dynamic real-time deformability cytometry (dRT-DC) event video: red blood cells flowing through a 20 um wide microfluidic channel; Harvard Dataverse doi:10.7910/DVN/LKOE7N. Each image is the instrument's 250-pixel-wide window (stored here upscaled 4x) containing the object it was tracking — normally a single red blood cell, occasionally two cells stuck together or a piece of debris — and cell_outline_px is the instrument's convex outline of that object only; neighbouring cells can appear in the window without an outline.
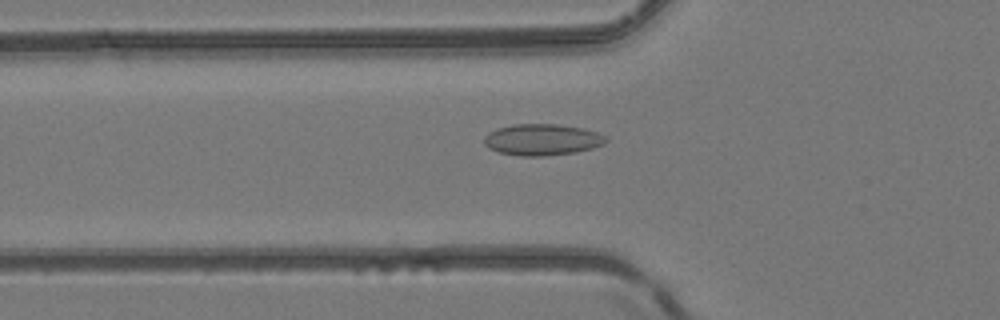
{"species": "common noctule bat (a hibernating species)", "species_latin": "Nyctalus noctula", "temperature_condition": "room temperature", "stored_images_in_passage": 31, "camera_frame_rate_fps": 3000, "um_per_image_px": 0.085, "animal": {"sex": "female", "body_mass_g": 24.6, "forearm_length_mm": 56.2}, "frame": {"image": 1, "passage_image": 18, "time_ms": 5.667, "image_size_px": [1000, 320], "cell_outline_px": [[608, 140], [604, 144], [592, 148], [576, 152], [544, 156], [520, 156], [500, 152], [488, 148], [484, 144], [484, 136], [488, 132], [496, 128], [512, 124], [556, 124], [584, 128], [596, 132], [604, 136]], "centroid_in_image_um": [46.05, 11.86], "position_along_channel_um": 79.7, "area_um2": 22.37}}
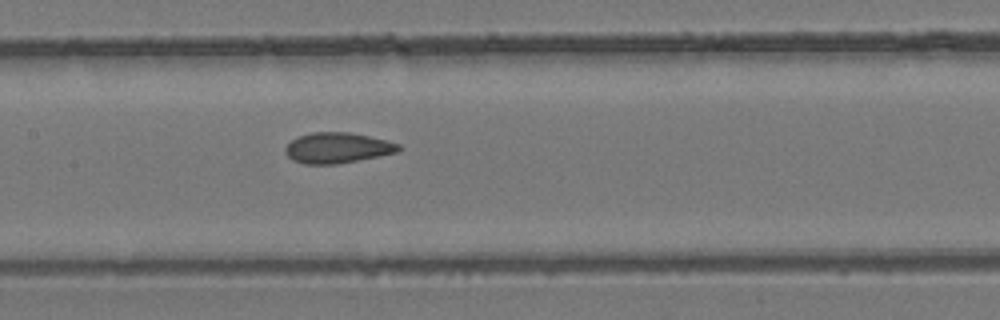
{"frame": {"image": 2, "passage_image": 25, "time_ms": 8.0, "image_size_px": [1000, 320], "cell_outline_px": [[400, 148], [396, 152], [336, 164], [304, 164], [292, 160], [284, 152], [284, 148], [296, 136], [312, 132], [352, 132], [400, 144]], "centroid_in_image_um": [28.6, 12.56], "position_along_channel_um": 178.8, "area_um2": 20.0}}
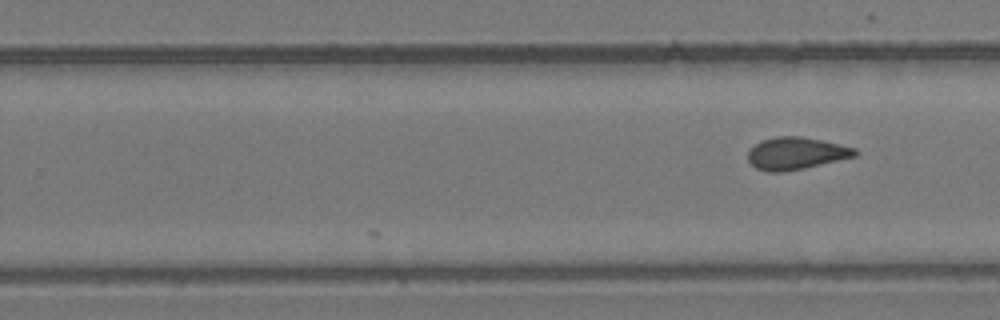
{"frame": {"image": 3, "passage_image": 31, "time_ms": 10.0, "image_size_px": [1000, 320], "cell_outline_px": [[860, 152], [856, 156], [804, 168], [780, 172], [768, 172], [756, 168], [748, 160], [748, 152], [760, 140], [776, 136], [800, 136], [820, 140], [856, 148]], "centroid_in_image_um": [67.66, 13.03], "position_along_channel_um": 262.1, "area_um2": 20.0}}